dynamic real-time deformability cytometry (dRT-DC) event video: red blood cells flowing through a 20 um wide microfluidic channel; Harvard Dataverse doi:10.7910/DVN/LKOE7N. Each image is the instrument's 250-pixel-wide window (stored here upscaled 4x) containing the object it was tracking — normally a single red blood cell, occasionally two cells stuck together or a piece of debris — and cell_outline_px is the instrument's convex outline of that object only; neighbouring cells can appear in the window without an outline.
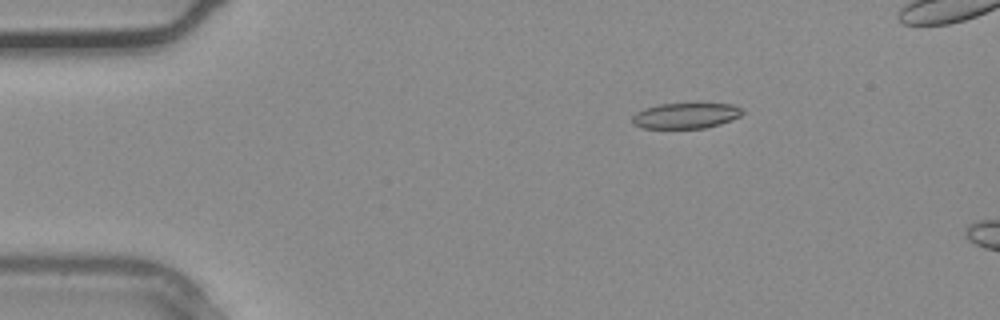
{"species": "common noctule bat (a hibernating species)", "species_latin": "Nyctalus noctula", "temperature_condition": "warm", "stored_images_in_passage": 30, "camera_frame_rate_fps": 3000, "um_per_image_px": 0.085, "animal": {"sex": "male", "body_mass_g": 20.4}, "frame": {"image": 1, "passage_image": 1, "time_ms": 0.0, "image_size_px": [1000, 320], "cell_outline_px": [[744, 112], [740, 116], [720, 124], [704, 128], [640, 128], [632, 124], [632, 116], [636, 112], [644, 108], [660, 104], [732, 104], [740, 108]], "centroid_in_image_um": [58.24, 9.84], "position_along_channel_um": 26.8, "area_um2": 16.36}}